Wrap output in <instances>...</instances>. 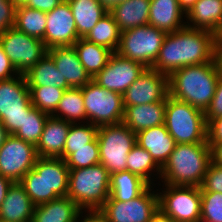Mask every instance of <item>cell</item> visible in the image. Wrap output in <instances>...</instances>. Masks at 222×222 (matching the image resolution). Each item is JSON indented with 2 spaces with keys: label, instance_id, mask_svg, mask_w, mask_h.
Segmentation results:
<instances>
[{
  "label": "cell",
  "instance_id": "obj_1",
  "mask_svg": "<svg viewBox=\"0 0 222 222\" xmlns=\"http://www.w3.org/2000/svg\"><path fill=\"white\" fill-rule=\"evenodd\" d=\"M217 41L214 33L187 26L167 33L151 68L169 76L182 67L212 62L217 56Z\"/></svg>",
  "mask_w": 222,
  "mask_h": 222
},
{
  "label": "cell",
  "instance_id": "obj_2",
  "mask_svg": "<svg viewBox=\"0 0 222 222\" xmlns=\"http://www.w3.org/2000/svg\"><path fill=\"white\" fill-rule=\"evenodd\" d=\"M221 73L217 57L208 63L182 67L168 76L169 96L205 112Z\"/></svg>",
  "mask_w": 222,
  "mask_h": 222
},
{
  "label": "cell",
  "instance_id": "obj_3",
  "mask_svg": "<svg viewBox=\"0 0 222 222\" xmlns=\"http://www.w3.org/2000/svg\"><path fill=\"white\" fill-rule=\"evenodd\" d=\"M211 162L208 143L176 144L160 177L172 186L201 187Z\"/></svg>",
  "mask_w": 222,
  "mask_h": 222
},
{
  "label": "cell",
  "instance_id": "obj_4",
  "mask_svg": "<svg viewBox=\"0 0 222 222\" xmlns=\"http://www.w3.org/2000/svg\"><path fill=\"white\" fill-rule=\"evenodd\" d=\"M111 174L102 164L69 170L67 197L83 210H99L110 194Z\"/></svg>",
  "mask_w": 222,
  "mask_h": 222
},
{
  "label": "cell",
  "instance_id": "obj_5",
  "mask_svg": "<svg viewBox=\"0 0 222 222\" xmlns=\"http://www.w3.org/2000/svg\"><path fill=\"white\" fill-rule=\"evenodd\" d=\"M164 124L176 144L207 143L204 112L169 95L166 98Z\"/></svg>",
  "mask_w": 222,
  "mask_h": 222
},
{
  "label": "cell",
  "instance_id": "obj_6",
  "mask_svg": "<svg viewBox=\"0 0 222 222\" xmlns=\"http://www.w3.org/2000/svg\"><path fill=\"white\" fill-rule=\"evenodd\" d=\"M100 164L110 173L127 170V157L137 143L136 133L123 122L98 128Z\"/></svg>",
  "mask_w": 222,
  "mask_h": 222
},
{
  "label": "cell",
  "instance_id": "obj_7",
  "mask_svg": "<svg viewBox=\"0 0 222 222\" xmlns=\"http://www.w3.org/2000/svg\"><path fill=\"white\" fill-rule=\"evenodd\" d=\"M0 80V121L9 134L22 127L24 115L33 107L25 75Z\"/></svg>",
  "mask_w": 222,
  "mask_h": 222
},
{
  "label": "cell",
  "instance_id": "obj_8",
  "mask_svg": "<svg viewBox=\"0 0 222 222\" xmlns=\"http://www.w3.org/2000/svg\"><path fill=\"white\" fill-rule=\"evenodd\" d=\"M166 32L151 25L135 27L121 32L119 55L151 68L157 59Z\"/></svg>",
  "mask_w": 222,
  "mask_h": 222
},
{
  "label": "cell",
  "instance_id": "obj_9",
  "mask_svg": "<svg viewBox=\"0 0 222 222\" xmlns=\"http://www.w3.org/2000/svg\"><path fill=\"white\" fill-rule=\"evenodd\" d=\"M81 89L86 117L91 124L100 127L123 121V95L102 88L93 79Z\"/></svg>",
  "mask_w": 222,
  "mask_h": 222
},
{
  "label": "cell",
  "instance_id": "obj_10",
  "mask_svg": "<svg viewBox=\"0 0 222 222\" xmlns=\"http://www.w3.org/2000/svg\"><path fill=\"white\" fill-rule=\"evenodd\" d=\"M0 45L18 74H26L46 54L42 40L18 31L15 27L0 34Z\"/></svg>",
  "mask_w": 222,
  "mask_h": 222
},
{
  "label": "cell",
  "instance_id": "obj_11",
  "mask_svg": "<svg viewBox=\"0 0 222 222\" xmlns=\"http://www.w3.org/2000/svg\"><path fill=\"white\" fill-rule=\"evenodd\" d=\"M165 186L167 191L158 194V208L164 214L175 222H195L201 219L200 187Z\"/></svg>",
  "mask_w": 222,
  "mask_h": 222
},
{
  "label": "cell",
  "instance_id": "obj_12",
  "mask_svg": "<svg viewBox=\"0 0 222 222\" xmlns=\"http://www.w3.org/2000/svg\"><path fill=\"white\" fill-rule=\"evenodd\" d=\"M37 158L35 145L10 134L0 148V175L20 182L34 167Z\"/></svg>",
  "mask_w": 222,
  "mask_h": 222
},
{
  "label": "cell",
  "instance_id": "obj_13",
  "mask_svg": "<svg viewBox=\"0 0 222 222\" xmlns=\"http://www.w3.org/2000/svg\"><path fill=\"white\" fill-rule=\"evenodd\" d=\"M149 186L137 198L121 202L107 200L99 209L109 222H149L158 208V193H151Z\"/></svg>",
  "mask_w": 222,
  "mask_h": 222
},
{
  "label": "cell",
  "instance_id": "obj_14",
  "mask_svg": "<svg viewBox=\"0 0 222 222\" xmlns=\"http://www.w3.org/2000/svg\"><path fill=\"white\" fill-rule=\"evenodd\" d=\"M145 69L146 67L142 63L114 52L105 68L93 80L102 88L123 95Z\"/></svg>",
  "mask_w": 222,
  "mask_h": 222
},
{
  "label": "cell",
  "instance_id": "obj_15",
  "mask_svg": "<svg viewBox=\"0 0 222 222\" xmlns=\"http://www.w3.org/2000/svg\"><path fill=\"white\" fill-rule=\"evenodd\" d=\"M168 95V76L152 68H146L124 92L123 104L133 106L166 101Z\"/></svg>",
  "mask_w": 222,
  "mask_h": 222
},
{
  "label": "cell",
  "instance_id": "obj_16",
  "mask_svg": "<svg viewBox=\"0 0 222 222\" xmlns=\"http://www.w3.org/2000/svg\"><path fill=\"white\" fill-rule=\"evenodd\" d=\"M46 15L47 24L43 43L47 49L58 46H72L78 41L80 37L67 0H63Z\"/></svg>",
  "mask_w": 222,
  "mask_h": 222
},
{
  "label": "cell",
  "instance_id": "obj_17",
  "mask_svg": "<svg viewBox=\"0 0 222 222\" xmlns=\"http://www.w3.org/2000/svg\"><path fill=\"white\" fill-rule=\"evenodd\" d=\"M33 168L44 171L45 203L67 196L69 168L63 158L38 157Z\"/></svg>",
  "mask_w": 222,
  "mask_h": 222
},
{
  "label": "cell",
  "instance_id": "obj_18",
  "mask_svg": "<svg viewBox=\"0 0 222 222\" xmlns=\"http://www.w3.org/2000/svg\"><path fill=\"white\" fill-rule=\"evenodd\" d=\"M47 53L52 57L62 81H66L69 87L82 88L93 79L81 64L73 45L52 47Z\"/></svg>",
  "mask_w": 222,
  "mask_h": 222
},
{
  "label": "cell",
  "instance_id": "obj_19",
  "mask_svg": "<svg viewBox=\"0 0 222 222\" xmlns=\"http://www.w3.org/2000/svg\"><path fill=\"white\" fill-rule=\"evenodd\" d=\"M70 122L48 116L40 140L36 145L38 157L63 158Z\"/></svg>",
  "mask_w": 222,
  "mask_h": 222
},
{
  "label": "cell",
  "instance_id": "obj_20",
  "mask_svg": "<svg viewBox=\"0 0 222 222\" xmlns=\"http://www.w3.org/2000/svg\"><path fill=\"white\" fill-rule=\"evenodd\" d=\"M136 141L149 152L161 168L168 161L176 145L165 124L139 131L136 134Z\"/></svg>",
  "mask_w": 222,
  "mask_h": 222
},
{
  "label": "cell",
  "instance_id": "obj_21",
  "mask_svg": "<svg viewBox=\"0 0 222 222\" xmlns=\"http://www.w3.org/2000/svg\"><path fill=\"white\" fill-rule=\"evenodd\" d=\"M35 205L19 182H13L0 206V222H31Z\"/></svg>",
  "mask_w": 222,
  "mask_h": 222
},
{
  "label": "cell",
  "instance_id": "obj_22",
  "mask_svg": "<svg viewBox=\"0 0 222 222\" xmlns=\"http://www.w3.org/2000/svg\"><path fill=\"white\" fill-rule=\"evenodd\" d=\"M166 101L124 106L123 123L134 133L165 123Z\"/></svg>",
  "mask_w": 222,
  "mask_h": 222
},
{
  "label": "cell",
  "instance_id": "obj_23",
  "mask_svg": "<svg viewBox=\"0 0 222 222\" xmlns=\"http://www.w3.org/2000/svg\"><path fill=\"white\" fill-rule=\"evenodd\" d=\"M193 29L207 30L218 37L222 34V0H198L186 14Z\"/></svg>",
  "mask_w": 222,
  "mask_h": 222
},
{
  "label": "cell",
  "instance_id": "obj_24",
  "mask_svg": "<svg viewBox=\"0 0 222 222\" xmlns=\"http://www.w3.org/2000/svg\"><path fill=\"white\" fill-rule=\"evenodd\" d=\"M183 14L178 0H150L148 24L172 33L186 26L181 21Z\"/></svg>",
  "mask_w": 222,
  "mask_h": 222
},
{
  "label": "cell",
  "instance_id": "obj_25",
  "mask_svg": "<svg viewBox=\"0 0 222 222\" xmlns=\"http://www.w3.org/2000/svg\"><path fill=\"white\" fill-rule=\"evenodd\" d=\"M113 16L121 32L148 25L150 0H126L113 6Z\"/></svg>",
  "mask_w": 222,
  "mask_h": 222
},
{
  "label": "cell",
  "instance_id": "obj_26",
  "mask_svg": "<svg viewBox=\"0 0 222 222\" xmlns=\"http://www.w3.org/2000/svg\"><path fill=\"white\" fill-rule=\"evenodd\" d=\"M82 210L69 197L35 206L31 222H78Z\"/></svg>",
  "mask_w": 222,
  "mask_h": 222
},
{
  "label": "cell",
  "instance_id": "obj_27",
  "mask_svg": "<svg viewBox=\"0 0 222 222\" xmlns=\"http://www.w3.org/2000/svg\"><path fill=\"white\" fill-rule=\"evenodd\" d=\"M150 185L127 170L111 174L110 194L107 200L127 202L140 196Z\"/></svg>",
  "mask_w": 222,
  "mask_h": 222
},
{
  "label": "cell",
  "instance_id": "obj_28",
  "mask_svg": "<svg viewBox=\"0 0 222 222\" xmlns=\"http://www.w3.org/2000/svg\"><path fill=\"white\" fill-rule=\"evenodd\" d=\"M67 1L71 7L80 38H84L96 23L109 12L98 0Z\"/></svg>",
  "mask_w": 222,
  "mask_h": 222
},
{
  "label": "cell",
  "instance_id": "obj_29",
  "mask_svg": "<svg viewBox=\"0 0 222 222\" xmlns=\"http://www.w3.org/2000/svg\"><path fill=\"white\" fill-rule=\"evenodd\" d=\"M73 46L81 64L92 78L105 68L113 54L108 48L89 42L84 38H79Z\"/></svg>",
  "mask_w": 222,
  "mask_h": 222
},
{
  "label": "cell",
  "instance_id": "obj_30",
  "mask_svg": "<svg viewBox=\"0 0 222 222\" xmlns=\"http://www.w3.org/2000/svg\"><path fill=\"white\" fill-rule=\"evenodd\" d=\"M25 75L28 87L56 86L63 89L70 88L56 68L52 57L47 53Z\"/></svg>",
  "mask_w": 222,
  "mask_h": 222
},
{
  "label": "cell",
  "instance_id": "obj_31",
  "mask_svg": "<svg viewBox=\"0 0 222 222\" xmlns=\"http://www.w3.org/2000/svg\"><path fill=\"white\" fill-rule=\"evenodd\" d=\"M121 30L113 16L108 12L98 23L86 34L84 39L97 45L117 51L120 44Z\"/></svg>",
  "mask_w": 222,
  "mask_h": 222
},
{
  "label": "cell",
  "instance_id": "obj_32",
  "mask_svg": "<svg viewBox=\"0 0 222 222\" xmlns=\"http://www.w3.org/2000/svg\"><path fill=\"white\" fill-rule=\"evenodd\" d=\"M46 24V12L24 5L17 6L14 27L18 31L43 41Z\"/></svg>",
  "mask_w": 222,
  "mask_h": 222
},
{
  "label": "cell",
  "instance_id": "obj_33",
  "mask_svg": "<svg viewBox=\"0 0 222 222\" xmlns=\"http://www.w3.org/2000/svg\"><path fill=\"white\" fill-rule=\"evenodd\" d=\"M58 112L62 115H60ZM63 115H65V118ZM51 116L64 119L66 122L70 123H75L77 120L80 121V119H87L82 89L73 87L66 89L57 105L55 112Z\"/></svg>",
  "mask_w": 222,
  "mask_h": 222
},
{
  "label": "cell",
  "instance_id": "obj_34",
  "mask_svg": "<svg viewBox=\"0 0 222 222\" xmlns=\"http://www.w3.org/2000/svg\"><path fill=\"white\" fill-rule=\"evenodd\" d=\"M155 170L161 175V167L155 162L149 152L137 143L133 146L127 157V171L138 175L151 186L150 172Z\"/></svg>",
  "mask_w": 222,
  "mask_h": 222
},
{
  "label": "cell",
  "instance_id": "obj_35",
  "mask_svg": "<svg viewBox=\"0 0 222 222\" xmlns=\"http://www.w3.org/2000/svg\"><path fill=\"white\" fill-rule=\"evenodd\" d=\"M48 116V114L41 112L33 106L28 114L24 115L22 127L13 135L36 146L40 140Z\"/></svg>",
  "mask_w": 222,
  "mask_h": 222
},
{
  "label": "cell",
  "instance_id": "obj_36",
  "mask_svg": "<svg viewBox=\"0 0 222 222\" xmlns=\"http://www.w3.org/2000/svg\"><path fill=\"white\" fill-rule=\"evenodd\" d=\"M30 90L31 104L51 116L65 91L56 86L28 87Z\"/></svg>",
  "mask_w": 222,
  "mask_h": 222
},
{
  "label": "cell",
  "instance_id": "obj_37",
  "mask_svg": "<svg viewBox=\"0 0 222 222\" xmlns=\"http://www.w3.org/2000/svg\"><path fill=\"white\" fill-rule=\"evenodd\" d=\"M98 126L86 124L85 126L71 123L70 130L64 146L63 159L72 154V148L90 147V143L97 137Z\"/></svg>",
  "mask_w": 222,
  "mask_h": 222
},
{
  "label": "cell",
  "instance_id": "obj_38",
  "mask_svg": "<svg viewBox=\"0 0 222 222\" xmlns=\"http://www.w3.org/2000/svg\"><path fill=\"white\" fill-rule=\"evenodd\" d=\"M65 163L69 170L94 166L100 163V152L97 137L90 143V147L72 148V154Z\"/></svg>",
  "mask_w": 222,
  "mask_h": 222
},
{
  "label": "cell",
  "instance_id": "obj_39",
  "mask_svg": "<svg viewBox=\"0 0 222 222\" xmlns=\"http://www.w3.org/2000/svg\"><path fill=\"white\" fill-rule=\"evenodd\" d=\"M35 206L45 203L44 171L30 169L19 182Z\"/></svg>",
  "mask_w": 222,
  "mask_h": 222
},
{
  "label": "cell",
  "instance_id": "obj_40",
  "mask_svg": "<svg viewBox=\"0 0 222 222\" xmlns=\"http://www.w3.org/2000/svg\"><path fill=\"white\" fill-rule=\"evenodd\" d=\"M201 219L222 222V193L201 192Z\"/></svg>",
  "mask_w": 222,
  "mask_h": 222
},
{
  "label": "cell",
  "instance_id": "obj_41",
  "mask_svg": "<svg viewBox=\"0 0 222 222\" xmlns=\"http://www.w3.org/2000/svg\"><path fill=\"white\" fill-rule=\"evenodd\" d=\"M200 191L222 193V167L210 163Z\"/></svg>",
  "mask_w": 222,
  "mask_h": 222
},
{
  "label": "cell",
  "instance_id": "obj_42",
  "mask_svg": "<svg viewBox=\"0 0 222 222\" xmlns=\"http://www.w3.org/2000/svg\"><path fill=\"white\" fill-rule=\"evenodd\" d=\"M16 8L11 0H0V34L14 27Z\"/></svg>",
  "mask_w": 222,
  "mask_h": 222
},
{
  "label": "cell",
  "instance_id": "obj_43",
  "mask_svg": "<svg viewBox=\"0 0 222 222\" xmlns=\"http://www.w3.org/2000/svg\"><path fill=\"white\" fill-rule=\"evenodd\" d=\"M204 114L206 123H208L210 120L222 116V73L219 75L212 101L210 102V105Z\"/></svg>",
  "mask_w": 222,
  "mask_h": 222
},
{
  "label": "cell",
  "instance_id": "obj_44",
  "mask_svg": "<svg viewBox=\"0 0 222 222\" xmlns=\"http://www.w3.org/2000/svg\"><path fill=\"white\" fill-rule=\"evenodd\" d=\"M207 143H222V116L207 123Z\"/></svg>",
  "mask_w": 222,
  "mask_h": 222
},
{
  "label": "cell",
  "instance_id": "obj_45",
  "mask_svg": "<svg viewBox=\"0 0 222 222\" xmlns=\"http://www.w3.org/2000/svg\"><path fill=\"white\" fill-rule=\"evenodd\" d=\"M14 73H16L15 76L18 74L0 45V80L10 79L14 76Z\"/></svg>",
  "mask_w": 222,
  "mask_h": 222
},
{
  "label": "cell",
  "instance_id": "obj_46",
  "mask_svg": "<svg viewBox=\"0 0 222 222\" xmlns=\"http://www.w3.org/2000/svg\"><path fill=\"white\" fill-rule=\"evenodd\" d=\"M62 1L63 0H29L24 6L47 13L57 7Z\"/></svg>",
  "mask_w": 222,
  "mask_h": 222
},
{
  "label": "cell",
  "instance_id": "obj_47",
  "mask_svg": "<svg viewBox=\"0 0 222 222\" xmlns=\"http://www.w3.org/2000/svg\"><path fill=\"white\" fill-rule=\"evenodd\" d=\"M211 148V161L217 166L222 167V143L208 144Z\"/></svg>",
  "mask_w": 222,
  "mask_h": 222
},
{
  "label": "cell",
  "instance_id": "obj_48",
  "mask_svg": "<svg viewBox=\"0 0 222 222\" xmlns=\"http://www.w3.org/2000/svg\"><path fill=\"white\" fill-rule=\"evenodd\" d=\"M81 222H109V220L100 212V210H90Z\"/></svg>",
  "mask_w": 222,
  "mask_h": 222
},
{
  "label": "cell",
  "instance_id": "obj_49",
  "mask_svg": "<svg viewBox=\"0 0 222 222\" xmlns=\"http://www.w3.org/2000/svg\"><path fill=\"white\" fill-rule=\"evenodd\" d=\"M12 181L5 176L0 175V206L4 201L9 187L12 185Z\"/></svg>",
  "mask_w": 222,
  "mask_h": 222
},
{
  "label": "cell",
  "instance_id": "obj_50",
  "mask_svg": "<svg viewBox=\"0 0 222 222\" xmlns=\"http://www.w3.org/2000/svg\"><path fill=\"white\" fill-rule=\"evenodd\" d=\"M149 222H175L170 216L164 214L160 209H158Z\"/></svg>",
  "mask_w": 222,
  "mask_h": 222
},
{
  "label": "cell",
  "instance_id": "obj_51",
  "mask_svg": "<svg viewBox=\"0 0 222 222\" xmlns=\"http://www.w3.org/2000/svg\"><path fill=\"white\" fill-rule=\"evenodd\" d=\"M198 0H178L181 9L187 14Z\"/></svg>",
  "mask_w": 222,
  "mask_h": 222
},
{
  "label": "cell",
  "instance_id": "obj_52",
  "mask_svg": "<svg viewBox=\"0 0 222 222\" xmlns=\"http://www.w3.org/2000/svg\"><path fill=\"white\" fill-rule=\"evenodd\" d=\"M98 1L109 11L117 3H120L126 0H98Z\"/></svg>",
  "mask_w": 222,
  "mask_h": 222
},
{
  "label": "cell",
  "instance_id": "obj_53",
  "mask_svg": "<svg viewBox=\"0 0 222 222\" xmlns=\"http://www.w3.org/2000/svg\"><path fill=\"white\" fill-rule=\"evenodd\" d=\"M217 59L220 65L221 73H222V38L218 37L217 41Z\"/></svg>",
  "mask_w": 222,
  "mask_h": 222
},
{
  "label": "cell",
  "instance_id": "obj_54",
  "mask_svg": "<svg viewBox=\"0 0 222 222\" xmlns=\"http://www.w3.org/2000/svg\"><path fill=\"white\" fill-rule=\"evenodd\" d=\"M10 134L8 133L7 129L5 126L2 124L0 121V148L4 144L5 140Z\"/></svg>",
  "mask_w": 222,
  "mask_h": 222
},
{
  "label": "cell",
  "instance_id": "obj_55",
  "mask_svg": "<svg viewBox=\"0 0 222 222\" xmlns=\"http://www.w3.org/2000/svg\"><path fill=\"white\" fill-rule=\"evenodd\" d=\"M11 1L17 7V6L25 5L29 0H11Z\"/></svg>",
  "mask_w": 222,
  "mask_h": 222
},
{
  "label": "cell",
  "instance_id": "obj_56",
  "mask_svg": "<svg viewBox=\"0 0 222 222\" xmlns=\"http://www.w3.org/2000/svg\"><path fill=\"white\" fill-rule=\"evenodd\" d=\"M195 222H206V221L200 219V220H197V221H195Z\"/></svg>",
  "mask_w": 222,
  "mask_h": 222
}]
</instances>
